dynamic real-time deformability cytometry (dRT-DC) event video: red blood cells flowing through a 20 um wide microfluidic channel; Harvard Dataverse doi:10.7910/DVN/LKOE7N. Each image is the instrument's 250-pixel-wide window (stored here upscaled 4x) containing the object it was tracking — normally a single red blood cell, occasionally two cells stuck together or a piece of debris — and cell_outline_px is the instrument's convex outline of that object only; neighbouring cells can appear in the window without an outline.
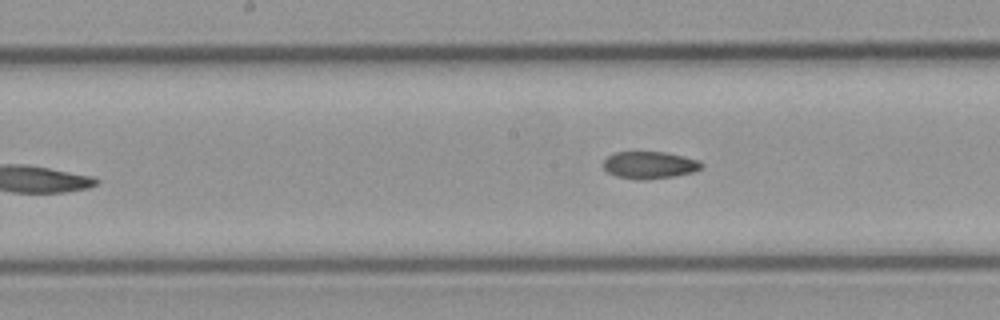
{"species": "common noctule bat (a hibernating species)", "species_latin": "Nyctalus noctula", "temperature_condition": "cold", "stored_images_in_passage": 9, "camera_frame_rate_fps": 3000, "um_per_image_px": 0.085, "animal": {"sex": "male", "body_mass_g": 23.1, "forearm_length_mm": 52.7}, "frame": {"image": 1, "passage_image": 9, "time_ms": 9.333, "image_size_px": [1000, 320], "cell_outline_px": [[704, 164], [700, 168], [692, 172], [672, 176], [644, 180], [640, 180], [616, 176], [608, 172], [604, 168], [604, 160], [608, 156], [616, 152], [664, 152], [684, 156], [700, 160]], "centroid_in_image_um": [55.22, 14.02], "position_along_channel_um": 193.0, "area_um2": 15.43}}